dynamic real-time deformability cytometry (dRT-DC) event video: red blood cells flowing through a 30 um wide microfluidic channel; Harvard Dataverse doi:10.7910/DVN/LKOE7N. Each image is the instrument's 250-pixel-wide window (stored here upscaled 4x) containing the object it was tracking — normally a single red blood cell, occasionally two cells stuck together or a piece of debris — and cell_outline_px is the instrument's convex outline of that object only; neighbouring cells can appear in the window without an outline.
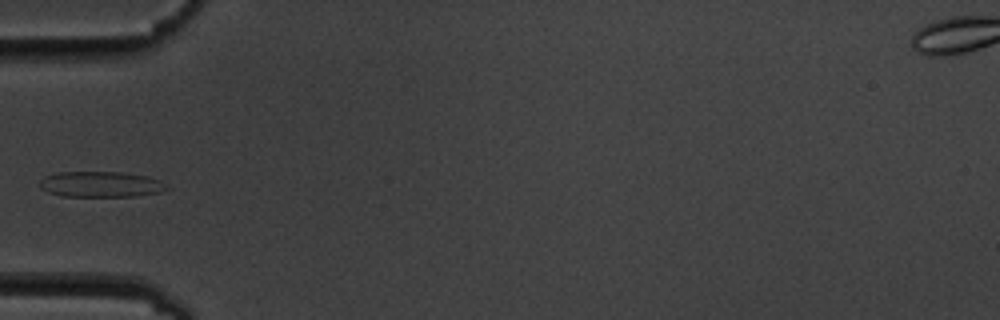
{"species": "common noctule bat (a hibernating species)", "species_latin": "Nyctalus noctula", "temperature_condition": "cold", "stored_images_in_passage": 10, "camera_frame_rate_fps": 3000, "um_per_image_px": 0.085, "animal": {"sex": "male", "body_mass_g": 19.5, "forearm_length_mm": 54.6}, "frame": {"image": 1, "passage_image": 4, "time_ms": 3.333, "image_size_px": [1000, 320], "cell_outline_px": [[172, 188], [160, 192], [140, 196], [60, 196], [48, 192], [40, 188], [40, 180], [44, 176], [56, 172], [120, 172], [148, 176], [160, 180]], "centroid_in_image_um": [8.59, 15.67], "position_along_channel_um": 76.4, "area_um2": 19.25}}
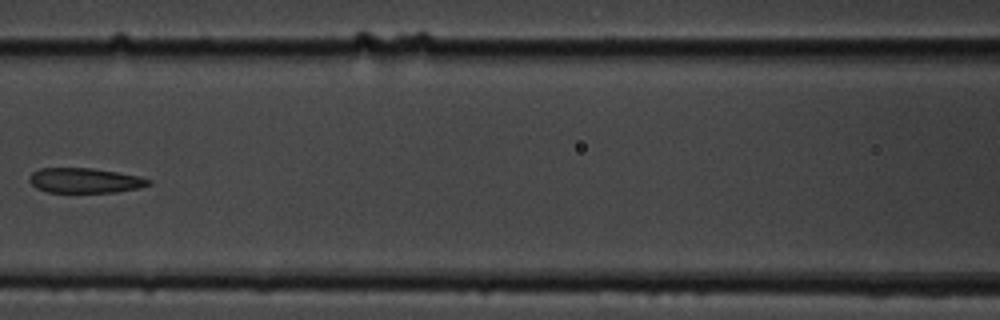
{"frame": {"image": 2, "passage_image": 6, "time_ms": 5.667, "image_size_px": [1000, 320], "cell_outline_px": [[152, 184], [140, 188], [116, 192], [48, 192], [36, 188], [28, 180], [28, 176], [32, 172], [40, 168], [92, 168], [140, 176], [152, 180]], "centroid_in_image_um": [7.22, 15.34], "position_along_channel_um": 159.4, "area_um2": 17.46}}
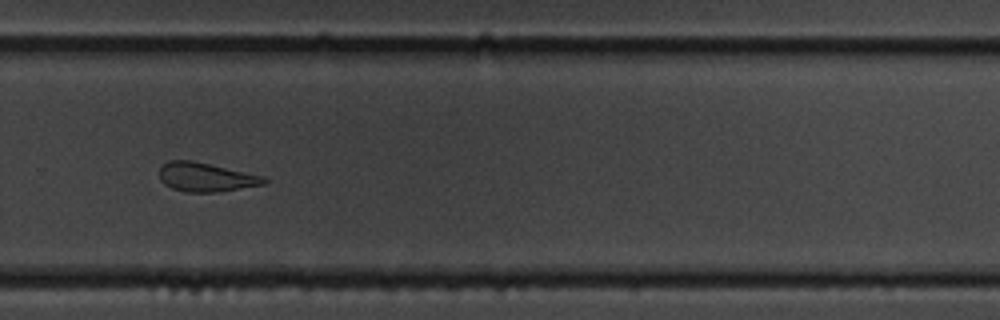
{"frame": {"image": 3, "passage_image": 10, "time_ms": 10.0, "image_size_px": [1000, 320], "cell_outline_px": [[268, 180], [264, 184], [216, 192], [188, 192], [172, 188], [164, 184], [160, 180], [160, 168], [168, 160], [192, 160], [264, 176]], "centroid_in_image_um": [17.48, 15.05], "position_along_channel_um": 312.3, "area_um2": 17.51}}